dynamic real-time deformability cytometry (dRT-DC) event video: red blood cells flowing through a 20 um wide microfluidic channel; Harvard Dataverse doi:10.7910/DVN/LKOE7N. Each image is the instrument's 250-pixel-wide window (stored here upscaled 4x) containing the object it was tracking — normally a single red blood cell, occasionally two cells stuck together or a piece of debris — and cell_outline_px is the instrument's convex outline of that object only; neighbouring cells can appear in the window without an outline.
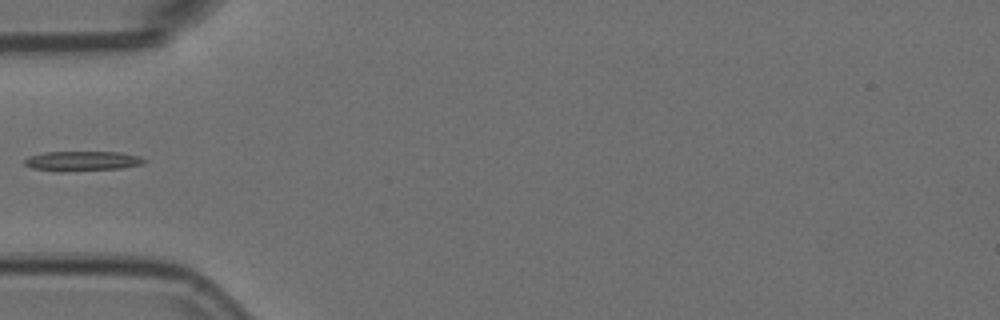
{"species": "Egyptian fruit bat (a non-hibernating species)", "species_latin": "Rousettus aegyptiacus", "temperature_condition": "room temperature", "stored_images_in_passage": 38, "camera_frame_rate_fps": 3000, "um_per_image_px": 0.085, "animal": {"sex": "female"}, "frame": {"image": 1, "passage_image": 1, "time_ms": 0.0, "image_size_px": [1000, 320], "cell_outline_px": [[144, 164], [120, 168], [60, 172], [56, 172], [32, 168], [24, 164], [24, 160], [28, 156], [44, 152], [120, 152], [140, 156], [144, 160]], "centroid_in_image_um": [6.94, 13.69], "position_along_channel_um": 78.1, "area_um2": 13.87}}
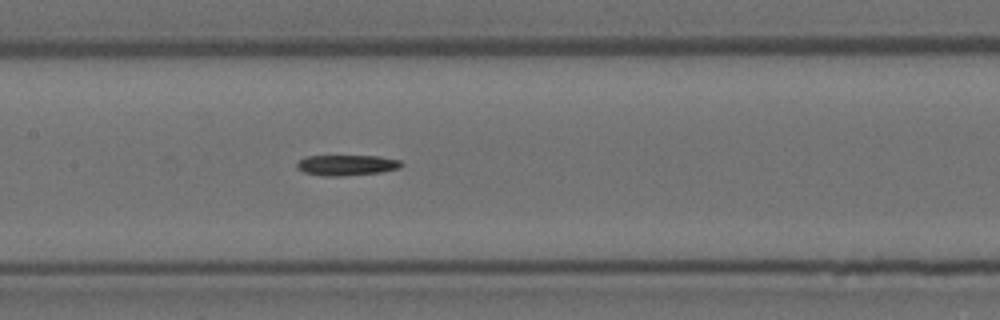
{"frame": {"image": 2, "passage_image": 9, "time_ms": 2.667, "image_size_px": [1000, 320], "cell_outline_px": [[404, 164], [400, 168], [380, 172], [344, 176], [324, 176], [304, 172], [296, 168], [296, 164], [304, 156], [380, 156], [400, 160]], "centroid_in_image_um": [29.47, 14.03], "position_along_channel_um": 177.9, "area_um2": 12.6}}
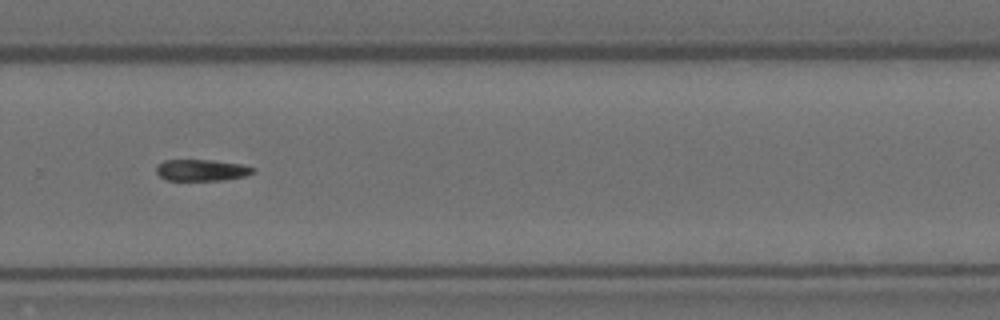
{"frame": {"image": 3, "passage_image": 20, "time_ms": 6.333, "image_size_px": [1000, 320], "cell_outline_px": [[252, 172], [244, 176], [220, 180], [164, 180], [156, 172], [156, 168], [164, 160], [212, 160], [240, 164], [252, 168]], "centroid_in_image_um": [17.06, 14.46], "position_along_channel_um": 312.7, "area_um2": 11.79}}